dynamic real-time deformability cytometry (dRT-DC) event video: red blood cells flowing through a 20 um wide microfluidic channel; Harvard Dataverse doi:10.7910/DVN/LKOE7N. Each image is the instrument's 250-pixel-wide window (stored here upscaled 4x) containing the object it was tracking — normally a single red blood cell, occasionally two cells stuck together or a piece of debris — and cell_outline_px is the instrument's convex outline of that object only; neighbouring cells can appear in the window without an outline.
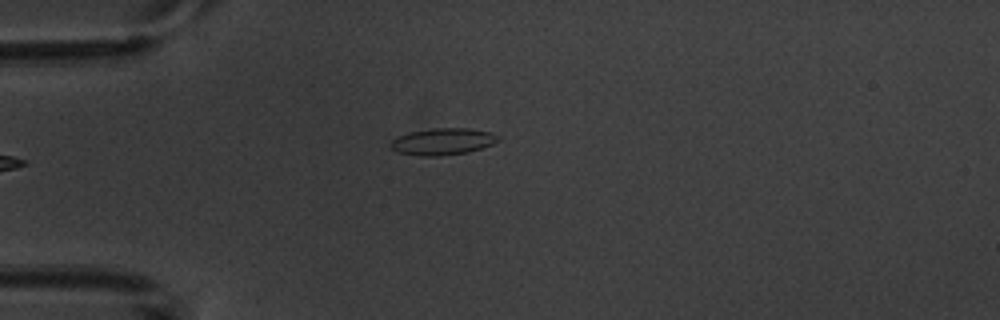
{"species": "common noctule bat (a hibernating species)", "species_latin": "Nyctalus noctula", "temperature_condition": "warm", "stored_images_in_passage": 5, "camera_frame_rate_fps": 3000, "um_per_image_px": 0.085, "animal": {"sex": "male", "body_mass_g": 20.1, "forearm_length_mm": 53.5}, "frame": {"image": 1, "passage_image": 5, "time_ms": 5.333, "image_size_px": [1000, 320], "cell_outline_px": [[500, 140], [492, 144], [468, 152], [440, 156], [420, 156], [396, 152], [388, 148], [388, 144], [396, 136], [408, 132], [436, 128], [468, 128], [492, 132], [500, 136]], "centroid_in_image_um": [37.58, 12.03], "position_along_channel_um": 47.4, "area_um2": 17.05}}